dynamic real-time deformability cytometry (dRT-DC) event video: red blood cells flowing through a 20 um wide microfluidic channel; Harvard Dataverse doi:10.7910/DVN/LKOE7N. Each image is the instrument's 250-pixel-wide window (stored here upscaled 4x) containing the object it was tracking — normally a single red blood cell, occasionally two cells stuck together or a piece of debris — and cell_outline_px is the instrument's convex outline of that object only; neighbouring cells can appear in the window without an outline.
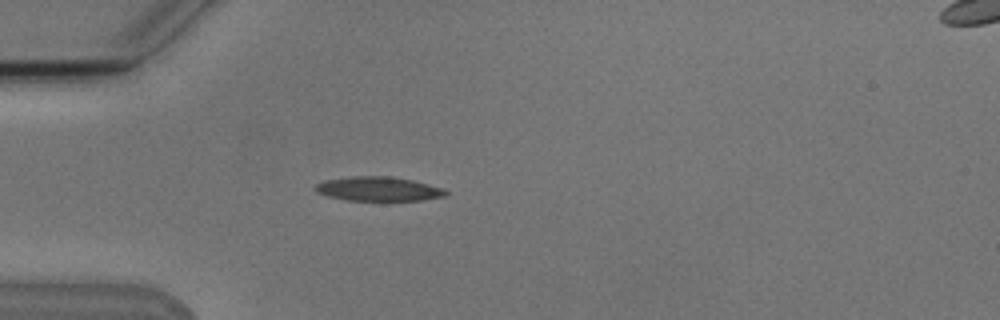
{"species": "Egyptian fruit bat (a non-hibernating species)", "species_latin": "Rousettus aegyptiacus", "temperature_condition": "cold", "stored_images_in_passage": 5, "camera_frame_rate_fps": 3000, "um_per_image_px": 0.085, "animal": {"sex": "male"}, "frame": {"image": 1, "passage_image": 5, "time_ms": 4.667, "image_size_px": [1000, 320], "cell_outline_px": [[448, 196], [420, 200], [348, 200], [328, 196], [316, 192], [312, 188], [316, 184], [324, 180], [352, 176], [388, 176], [412, 180], [428, 184], [440, 188], [448, 192]], "centroid_in_image_um": [32.12, 16.05], "position_along_channel_um": 52.9, "area_um2": 18.32}}